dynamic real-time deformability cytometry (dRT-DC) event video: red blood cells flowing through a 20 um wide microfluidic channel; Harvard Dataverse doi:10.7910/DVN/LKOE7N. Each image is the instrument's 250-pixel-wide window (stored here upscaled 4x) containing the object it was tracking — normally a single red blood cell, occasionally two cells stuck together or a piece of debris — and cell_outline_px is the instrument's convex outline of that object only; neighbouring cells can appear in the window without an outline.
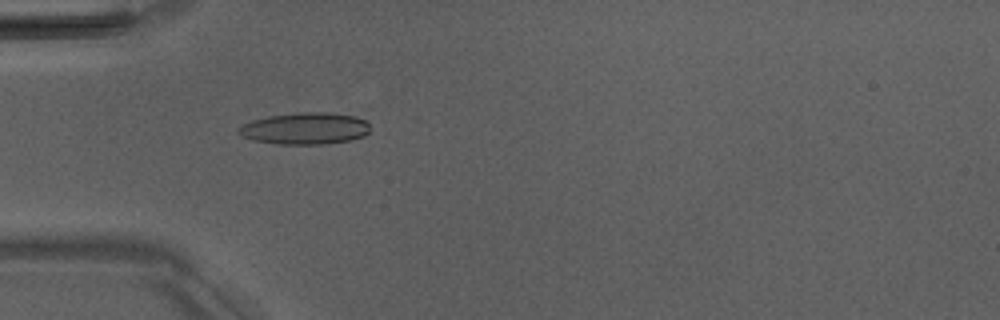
{"species": "Egyptian fruit bat (a non-hibernating species)", "species_latin": "Rousettus aegyptiacus", "temperature_condition": "room temperature", "stored_images_in_passage": 5, "camera_frame_rate_fps": 3000, "um_per_image_px": 0.085, "animal": {"sex": "male"}, "frame": {"image": 1, "passage_image": 5, "time_ms": 4.667, "image_size_px": [1000, 320], "cell_outline_px": [[368, 132], [364, 136], [352, 140], [324, 144], [280, 144], [252, 140], [236, 132], [244, 124], [252, 120], [268, 116], [300, 112], [328, 112], [356, 116], [364, 120], [368, 124]], "centroid_in_image_um": [25.95, 10.92], "position_along_channel_um": 59.1, "area_um2": 24.28}}